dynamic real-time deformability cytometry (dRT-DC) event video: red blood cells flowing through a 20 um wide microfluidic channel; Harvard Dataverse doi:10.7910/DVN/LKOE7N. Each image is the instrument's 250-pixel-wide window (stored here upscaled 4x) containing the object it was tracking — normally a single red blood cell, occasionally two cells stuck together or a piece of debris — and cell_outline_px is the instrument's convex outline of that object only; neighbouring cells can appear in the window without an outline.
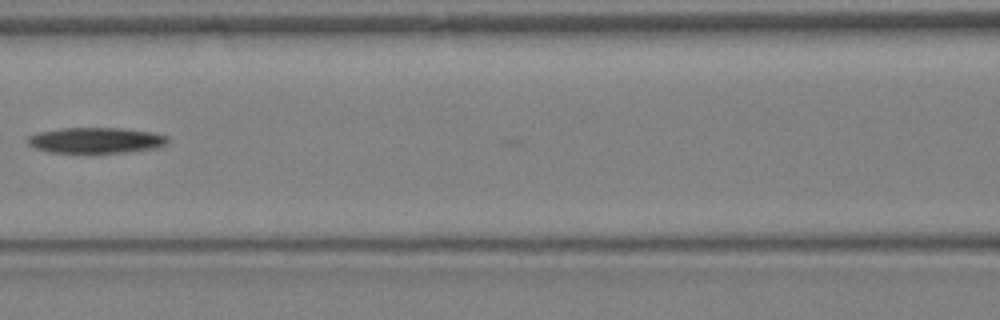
{"species": "Egyptian fruit bat (a non-hibernating species)", "species_latin": "Rousettus aegyptiacus", "temperature_condition": "warm", "stored_images_in_passage": 8, "camera_frame_rate_fps": 3000, "um_per_image_px": 0.085, "animal": {"sex": "female"}, "frame": {"image": 1, "passage_image": 5, "time_ms": 1.333, "image_size_px": [1000, 320], "cell_outline_px": [[168, 144], [156, 148], [128, 152], [48, 152], [36, 148], [28, 144], [28, 136], [40, 132], [60, 128], [120, 128], [152, 132], [168, 136]], "centroid_in_image_um": [8.19, 11.92], "position_along_channel_um": 158.4, "area_um2": 20.87}}
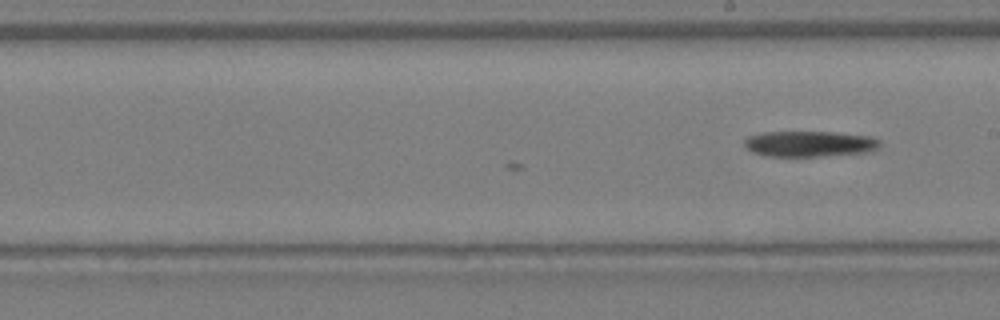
{"frame": {"image": 2, "passage_image": 8, "time_ms": 2.333, "image_size_px": [1000, 320], "cell_outline_px": [[880, 148], [872, 152], [820, 156], [764, 156], [752, 152], [744, 144], [744, 140], [748, 136], [764, 132], [832, 132], [872, 136], [880, 140]], "centroid_in_image_um": [68.86, 12.23], "position_along_channel_um": 220.1, "area_um2": 20.52}}